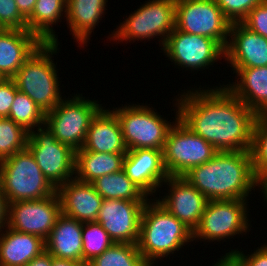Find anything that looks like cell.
<instances>
[{"instance_id": "1", "label": "cell", "mask_w": 267, "mask_h": 266, "mask_svg": "<svg viewBox=\"0 0 267 266\" xmlns=\"http://www.w3.org/2000/svg\"><path fill=\"white\" fill-rule=\"evenodd\" d=\"M178 98L179 119L218 152H250L257 114L225 86L189 90Z\"/></svg>"}, {"instance_id": "2", "label": "cell", "mask_w": 267, "mask_h": 266, "mask_svg": "<svg viewBox=\"0 0 267 266\" xmlns=\"http://www.w3.org/2000/svg\"><path fill=\"white\" fill-rule=\"evenodd\" d=\"M182 177L208 200H247L255 187L248 151L217 152L211 160L191 168Z\"/></svg>"}, {"instance_id": "3", "label": "cell", "mask_w": 267, "mask_h": 266, "mask_svg": "<svg viewBox=\"0 0 267 266\" xmlns=\"http://www.w3.org/2000/svg\"><path fill=\"white\" fill-rule=\"evenodd\" d=\"M156 201V202H155ZM193 240V231L155 199L146 202L140 219L137 247L144 261L154 266L155 260L167 257Z\"/></svg>"}, {"instance_id": "4", "label": "cell", "mask_w": 267, "mask_h": 266, "mask_svg": "<svg viewBox=\"0 0 267 266\" xmlns=\"http://www.w3.org/2000/svg\"><path fill=\"white\" fill-rule=\"evenodd\" d=\"M57 43H42L12 77L19 91L31 98L46 114L62 100L57 69L52 55Z\"/></svg>"}, {"instance_id": "5", "label": "cell", "mask_w": 267, "mask_h": 266, "mask_svg": "<svg viewBox=\"0 0 267 266\" xmlns=\"http://www.w3.org/2000/svg\"><path fill=\"white\" fill-rule=\"evenodd\" d=\"M0 187L7 203L43 199L57 190L28 148L0 161Z\"/></svg>"}, {"instance_id": "6", "label": "cell", "mask_w": 267, "mask_h": 266, "mask_svg": "<svg viewBox=\"0 0 267 266\" xmlns=\"http://www.w3.org/2000/svg\"><path fill=\"white\" fill-rule=\"evenodd\" d=\"M81 96L76 94L72 99H62L45 117V126L54 137L75 151L83 148L91 120L102 108L98 101Z\"/></svg>"}, {"instance_id": "7", "label": "cell", "mask_w": 267, "mask_h": 266, "mask_svg": "<svg viewBox=\"0 0 267 266\" xmlns=\"http://www.w3.org/2000/svg\"><path fill=\"white\" fill-rule=\"evenodd\" d=\"M170 128L163 148V161L169 176H183L191 168L211 160L218 152L179 119Z\"/></svg>"}, {"instance_id": "8", "label": "cell", "mask_w": 267, "mask_h": 266, "mask_svg": "<svg viewBox=\"0 0 267 266\" xmlns=\"http://www.w3.org/2000/svg\"><path fill=\"white\" fill-rule=\"evenodd\" d=\"M112 111L120 122L128 150L139 148L163 150L168 132L174 122H167L162 115L147 105H125Z\"/></svg>"}, {"instance_id": "9", "label": "cell", "mask_w": 267, "mask_h": 266, "mask_svg": "<svg viewBox=\"0 0 267 266\" xmlns=\"http://www.w3.org/2000/svg\"><path fill=\"white\" fill-rule=\"evenodd\" d=\"M175 28V0H149L120 23L113 31L112 40L131 41L161 38L164 45L168 35Z\"/></svg>"}, {"instance_id": "10", "label": "cell", "mask_w": 267, "mask_h": 266, "mask_svg": "<svg viewBox=\"0 0 267 266\" xmlns=\"http://www.w3.org/2000/svg\"><path fill=\"white\" fill-rule=\"evenodd\" d=\"M27 148L33 154L44 176L56 189L75 178L73 175H75L76 151L60 143L47 126L29 132Z\"/></svg>"}, {"instance_id": "11", "label": "cell", "mask_w": 267, "mask_h": 266, "mask_svg": "<svg viewBox=\"0 0 267 266\" xmlns=\"http://www.w3.org/2000/svg\"><path fill=\"white\" fill-rule=\"evenodd\" d=\"M231 22L216 0H175V28L216 40L224 49Z\"/></svg>"}, {"instance_id": "12", "label": "cell", "mask_w": 267, "mask_h": 266, "mask_svg": "<svg viewBox=\"0 0 267 266\" xmlns=\"http://www.w3.org/2000/svg\"><path fill=\"white\" fill-rule=\"evenodd\" d=\"M247 200H209L193 240L221 241L236 234L247 233L250 224L247 216Z\"/></svg>"}, {"instance_id": "13", "label": "cell", "mask_w": 267, "mask_h": 266, "mask_svg": "<svg viewBox=\"0 0 267 266\" xmlns=\"http://www.w3.org/2000/svg\"><path fill=\"white\" fill-rule=\"evenodd\" d=\"M162 49L171 62L186 70L207 69L225 57V49L216 40L176 28L168 35Z\"/></svg>"}, {"instance_id": "14", "label": "cell", "mask_w": 267, "mask_h": 266, "mask_svg": "<svg viewBox=\"0 0 267 266\" xmlns=\"http://www.w3.org/2000/svg\"><path fill=\"white\" fill-rule=\"evenodd\" d=\"M60 214L57 192L43 199L12 202L8 203L7 227L46 241Z\"/></svg>"}, {"instance_id": "15", "label": "cell", "mask_w": 267, "mask_h": 266, "mask_svg": "<svg viewBox=\"0 0 267 266\" xmlns=\"http://www.w3.org/2000/svg\"><path fill=\"white\" fill-rule=\"evenodd\" d=\"M147 201L103 199L97 222L114 243L137 245L140 219Z\"/></svg>"}, {"instance_id": "16", "label": "cell", "mask_w": 267, "mask_h": 266, "mask_svg": "<svg viewBox=\"0 0 267 266\" xmlns=\"http://www.w3.org/2000/svg\"><path fill=\"white\" fill-rule=\"evenodd\" d=\"M164 183L171 188L157 201L194 232L209 200L182 176H169Z\"/></svg>"}, {"instance_id": "17", "label": "cell", "mask_w": 267, "mask_h": 266, "mask_svg": "<svg viewBox=\"0 0 267 266\" xmlns=\"http://www.w3.org/2000/svg\"><path fill=\"white\" fill-rule=\"evenodd\" d=\"M122 169L147 196L155 193L169 177L164 166L163 151L152 148L128 150Z\"/></svg>"}, {"instance_id": "18", "label": "cell", "mask_w": 267, "mask_h": 266, "mask_svg": "<svg viewBox=\"0 0 267 266\" xmlns=\"http://www.w3.org/2000/svg\"><path fill=\"white\" fill-rule=\"evenodd\" d=\"M224 58L232 68L267 66V38L241 22L231 23Z\"/></svg>"}, {"instance_id": "19", "label": "cell", "mask_w": 267, "mask_h": 266, "mask_svg": "<svg viewBox=\"0 0 267 266\" xmlns=\"http://www.w3.org/2000/svg\"><path fill=\"white\" fill-rule=\"evenodd\" d=\"M56 192L61 202V213L80 222L96 221L103 198L92 183L73 178L60 185Z\"/></svg>"}, {"instance_id": "20", "label": "cell", "mask_w": 267, "mask_h": 266, "mask_svg": "<svg viewBox=\"0 0 267 266\" xmlns=\"http://www.w3.org/2000/svg\"><path fill=\"white\" fill-rule=\"evenodd\" d=\"M43 42L28 30H0V72L12 78Z\"/></svg>"}, {"instance_id": "21", "label": "cell", "mask_w": 267, "mask_h": 266, "mask_svg": "<svg viewBox=\"0 0 267 266\" xmlns=\"http://www.w3.org/2000/svg\"><path fill=\"white\" fill-rule=\"evenodd\" d=\"M86 151L127 153L120 122L112 110L103 107L91 120L83 144Z\"/></svg>"}, {"instance_id": "22", "label": "cell", "mask_w": 267, "mask_h": 266, "mask_svg": "<svg viewBox=\"0 0 267 266\" xmlns=\"http://www.w3.org/2000/svg\"><path fill=\"white\" fill-rule=\"evenodd\" d=\"M232 69L240 81L223 86L256 114H267V66Z\"/></svg>"}, {"instance_id": "23", "label": "cell", "mask_w": 267, "mask_h": 266, "mask_svg": "<svg viewBox=\"0 0 267 266\" xmlns=\"http://www.w3.org/2000/svg\"><path fill=\"white\" fill-rule=\"evenodd\" d=\"M83 222L60 214L45 241V250L53 257L82 261Z\"/></svg>"}, {"instance_id": "24", "label": "cell", "mask_w": 267, "mask_h": 266, "mask_svg": "<svg viewBox=\"0 0 267 266\" xmlns=\"http://www.w3.org/2000/svg\"><path fill=\"white\" fill-rule=\"evenodd\" d=\"M45 251V241L38 236L17 232L6 226L0 232V266H25Z\"/></svg>"}, {"instance_id": "25", "label": "cell", "mask_w": 267, "mask_h": 266, "mask_svg": "<svg viewBox=\"0 0 267 266\" xmlns=\"http://www.w3.org/2000/svg\"><path fill=\"white\" fill-rule=\"evenodd\" d=\"M107 0H67L66 17L68 28L79 44H86L96 25L104 15Z\"/></svg>"}, {"instance_id": "26", "label": "cell", "mask_w": 267, "mask_h": 266, "mask_svg": "<svg viewBox=\"0 0 267 266\" xmlns=\"http://www.w3.org/2000/svg\"><path fill=\"white\" fill-rule=\"evenodd\" d=\"M125 154L100 153L81 148L76 151L74 177L79 181L92 183L103 175L118 172L123 168Z\"/></svg>"}, {"instance_id": "27", "label": "cell", "mask_w": 267, "mask_h": 266, "mask_svg": "<svg viewBox=\"0 0 267 266\" xmlns=\"http://www.w3.org/2000/svg\"><path fill=\"white\" fill-rule=\"evenodd\" d=\"M66 3L67 0H37L32 14L27 18V30L43 43L58 44L52 25L66 13Z\"/></svg>"}, {"instance_id": "28", "label": "cell", "mask_w": 267, "mask_h": 266, "mask_svg": "<svg viewBox=\"0 0 267 266\" xmlns=\"http://www.w3.org/2000/svg\"><path fill=\"white\" fill-rule=\"evenodd\" d=\"M92 185L103 199L149 200L148 196L127 177L123 169L97 178Z\"/></svg>"}, {"instance_id": "29", "label": "cell", "mask_w": 267, "mask_h": 266, "mask_svg": "<svg viewBox=\"0 0 267 266\" xmlns=\"http://www.w3.org/2000/svg\"><path fill=\"white\" fill-rule=\"evenodd\" d=\"M88 266H149L139 252L137 245L114 243L101 255L96 256Z\"/></svg>"}, {"instance_id": "30", "label": "cell", "mask_w": 267, "mask_h": 266, "mask_svg": "<svg viewBox=\"0 0 267 266\" xmlns=\"http://www.w3.org/2000/svg\"><path fill=\"white\" fill-rule=\"evenodd\" d=\"M45 117L46 114L31 98L19 90L16 92L8 118L30 132L35 127L44 126Z\"/></svg>"}, {"instance_id": "31", "label": "cell", "mask_w": 267, "mask_h": 266, "mask_svg": "<svg viewBox=\"0 0 267 266\" xmlns=\"http://www.w3.org/2000/svg\"><path fill=\"white\" fill-rule=\"evenodd\" d=\"M29 132L8 117L0 118V161L27 148Z\"/></svg>"}, {"instance_id": "32", "label": "cell", "mask_w": 267, "mask_h": 266, "mask_svg": "<svg viewBox=\"0 0 267 266\" xmlns=\"http://www.w3.org/2000/svg\"><path fill=\"white\" fill-rule=\"evenodd\" d=\"M82 241V262L87 263L114 244L97 221L83 223Z\"/></svg>"}, {"instance_id": "33", "label": "cell", "mask_w": 267, "mask_h": 266, "mask_svg": "<svg viewBox=\"0 0 267 266\" xmlns=\"http://www.w3.org/2000/svg\"><path fill=\"white\" fill-rule=\"evenodd\" d=\"M250 153L253 171H267V114L255 117Z\"/></svg>"}, {"instance_id": "34", "label": "cell", "mask_w": 267, "mask_h": 266, "mask_svg": "<svg viewBox=\"0 0 267 266\" xmlns=\"http://www.w3.org/2000/svg\"><path fill=\"white\" fill-rule=\"evenodd\" d=\"M264 0H216L223 15L231 22H241L248 13Z\"/></svg>"}, {"instance_id": "35", "label": "cell", "mask_w": 267, "mask_h": 266, "mask_svg": "<svg viewBox=\"0 0 267 266\" xmlns=\"http://www.w3.org/2000/svg\"><path fill=\"white\" fill-rule=\"evenodd\" d=\"M0 28L27 30V19L19 12L15 0H0Z\"/></svg>"}, {"instance_id": "36", "label": "cell", "mask_w": 267, "mask_h": 266, "mask_svg": "<svg viewBox=\"0 0 267 266\" xmlns=\"http://www.w3.org/2000/svg\"><path fill=\"white\" fill-rule=\"evenodd\" d=\"M241 23L251 31L267 38V0L254 7Z\"/></svg>"}, {"instance_id": "37", "label": "cell", "mask_w": 267, "mask_h": 266, "mask_svg": "<svg viewBox=\"0 0 267 266\" xmlns=\"http://www.w3.org/2000/svg\"><path fill=\"white\" fill-rule=\"evenodd\" d=\"M18 91L12 78L0 82V118L9 117L12 103Z\"/></svg>"}, {"instance_id": "38", "label": "cell", "mask_w": 267, "mask_h": 266, "mask_svg": "<svg viewBox=\"0 0 267 266\" xmlns=\"http://www.w3.org/2000/svg\"><path fill=\"white\" fill-rule=\"evenodd\" d=\"M226 254H234L244 266H267V245L258 248L251 255H244L243 251L237 249Z\"/></svg>"}, {"instance_id": "39", "label": "cell", "mask_w": 267, "mask_h": 266, "mask_svg": "<svg viewBox=\"0 0 267 266\" xmlns=\"http://www.w3.org/2000/svg\"><path fill=\"white\" fill-rule=\"evenodd\" d=\"M37 0H15L19 12L27 19L33 12Z\"/></svg>"}, {"instance_id": "40", "label": "cell", "mask_w": 267, "mask_h": 266, "mask_svg": "<svg viewBox=\"0 0 267 266\" xmlns=\"http://www.w3.org/2000/svg\"><path fill=\"white\" fill-rule=\"evenodd\" d=\"M8 203L0 187V232L7 226Z\"/></svg>"}, {"instance_id": "41", "label": "cell", "mask_w": 267, "mask_h": 266, "mask_svg": "<svg viewBox=\"0 0 267 266\" xmlns=\"http://www.w3.org/2000/svg\"><path fill=\"white\" fill-rule=\"evenodd\" d=\"M25 266H51V255L45 250L39 256L29 261Z\"/></svg>"}, {"instance_id": "42", "label": "cell", "mask_w": 267, "mask_h": 266, "mask_svg": "<svg viewBox=\"0 0 267 266\" xmlns=\"http://www.w3.org/2000/svg\"><path fill=\"white\" fill-rule=\"evenodd\" d=\"M255 174V186L261 187L263 196L267 202V171H254ZM265 194V195H264Z\"/></svg>"}, {"instance_id": "43", "label": "cell", "mask_w": 267, "mask_h": 266, "mask_svg": "<svg viewBox=\"0 0 267 266\" xmlns=\"http://www.w3.org/2000/svg\"><path fill=\"white\" fill-rule=\"evenodd\" d=\"M213 266H244L234 254H225Z\"/></svg>"}, {"instance_id": "44", "label": "cell", "mask_w": 267, "mask_h": 266, "mask_svg": "<svg viewBox=\"0 0 267 266\" xmlns=\"http://www.w3.org/2000/svg\"><path fill=\"white\" fill-rule=\"evenodd\" d=\"M51 266H88V263L51 256Z\"/></svg>"}, {"instance_id": "45", "label": "cell", "mask_w": 267, "mask_h": 266, "mask_svg": "<svg viewBox=\"0 0 267 266\" xmlns=\"http://www.w3.org/2000/svg\"><path fill=\"white\" fill-rule=\"evenodd\" d=\"M6 77L0 72V82L4 81Z\"/></svg>"}]
</instances>
